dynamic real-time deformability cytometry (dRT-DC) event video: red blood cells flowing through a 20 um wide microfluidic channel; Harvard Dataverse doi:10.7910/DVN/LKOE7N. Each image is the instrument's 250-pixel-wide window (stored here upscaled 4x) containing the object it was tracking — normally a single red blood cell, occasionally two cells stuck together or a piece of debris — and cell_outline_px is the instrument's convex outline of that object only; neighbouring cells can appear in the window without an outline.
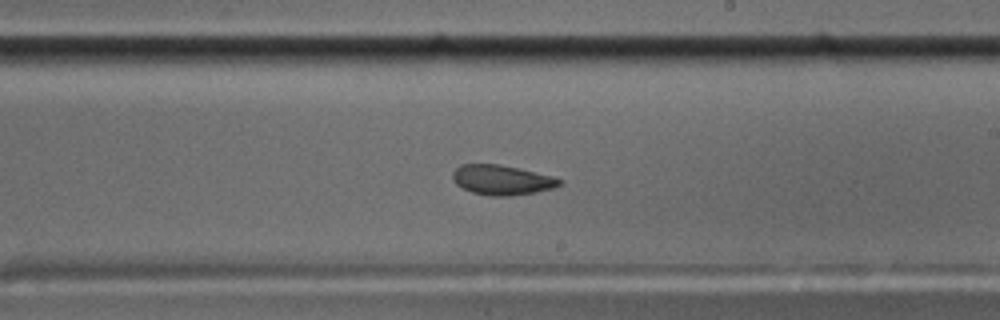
{"species": "common noctule bat (a hibernating species)", "species_latin": "Nyctalus noctula", "temperature_condition": "cold", "stored_images_in_passage": 58, "camera_frame_rate_fps": 3000, "um_per_image_px": 0.085, "animal": {"sex": "male", "body_mass_g": 17.5, "forearm_length_mm": 52.3}, "frame": {"image": 1, "passage_image": 34, "time_ms": 11.0, "image_size_px": [1000, 320], "cell_outline_px": [[564, 180], [556, 188], [536, 192], [512, 196], [492, 196], [472, 192], [456, 184], [452, 176], [452, 172], [460, 164], [500, 164], [520, 168], [552, 176]], "centroid_in_image_um": [42.69, 15.29], "position_along_channel_um": 246.3, "area_um2": 18.73}, "authors_computed_cell_mechanics": {"area_um2": 19.0162, "velocity_mm_per_s": 3.6044, "shape_relaxation_time_tau1_ms": null, "shape_relaxation_time_tau2_ms": 2.0224, "deformation_change_tau1": null, "deformation_change_tau2": 0.0777}}